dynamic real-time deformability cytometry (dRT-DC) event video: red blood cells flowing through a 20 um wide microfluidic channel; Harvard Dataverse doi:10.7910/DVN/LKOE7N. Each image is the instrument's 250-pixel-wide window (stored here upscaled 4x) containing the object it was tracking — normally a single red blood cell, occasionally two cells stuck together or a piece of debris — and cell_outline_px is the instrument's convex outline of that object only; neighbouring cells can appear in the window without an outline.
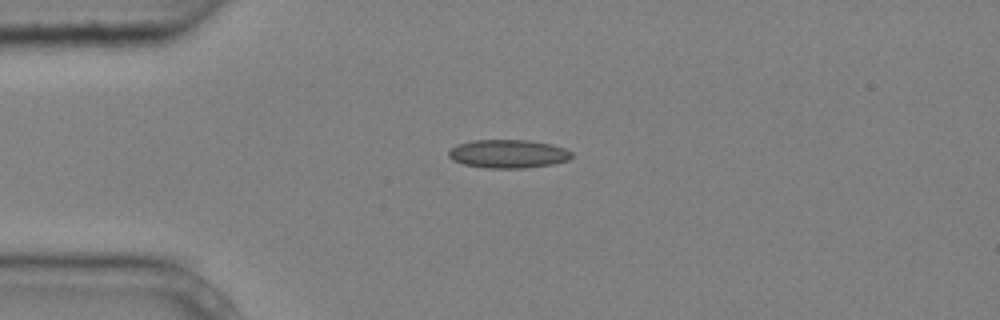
{"species": "common noctule bat (a hibernating species)", "species_latin": "Nyctalus noctula", "temperature_condition": "cold", "stored_images_in_passage": 3, "camera_frame_rate_fps": 3000, "um_per_image_px": 0.085, "animal": {"sex": "male", "body_mass_g": 20.4}, "frame": {"image": 1, "passage_image": 3, "time_ms": 0.667, "image_size_px": [1000, 320], "cell_outline_px": [[572, 156], [568, 160], [552, 164], [524, 168], [488, 168], [464, 164], [452, 160], [448, 156], [448, 152], [456, 144], [472, 140], [528, 140], [552, 144], [564, 148], [572, 152]], "centroid_in_image_um": [43.18, 13.07], "position_along_channel_um": 41.8, "area_um2": 20.4}}